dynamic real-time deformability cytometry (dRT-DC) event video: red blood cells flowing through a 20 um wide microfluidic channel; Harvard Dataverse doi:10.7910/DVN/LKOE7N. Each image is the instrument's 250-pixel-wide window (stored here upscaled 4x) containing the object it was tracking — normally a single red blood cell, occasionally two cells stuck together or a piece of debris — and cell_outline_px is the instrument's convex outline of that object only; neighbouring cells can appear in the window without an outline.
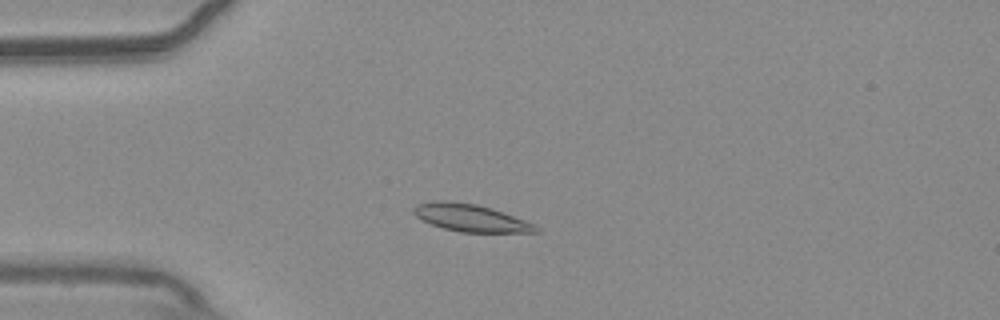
{"species": "common noctule bat (a hibernating species)", "species_latin": "Nyctalus noctula", "temperature_condition": "warm", "stored_images_in_passage": 53, "camera_frame_rate_fps": 3000, "um_per_image_px": 0.085, "animal": {"sex": "male", "body_mass_g": 20.4}, "frame": {"image": 1, "passage_image": 13, "time_ms": 4.0, "image_size_px": [1000, 320], "cell_outline_px": [[540, 232], [460, 232], [444, 228], [432, 224], [416, 216], [412, 212], [412, 208], [416, 204], [432, 200], [444, 200], [476, 204], [492, 208], [504, 212], [536, 224], [540, 228]], "centroid_in_image_um": [40.02, 18.51], "position_along_channel_um": 45.0, "area_um2": 19.59}}
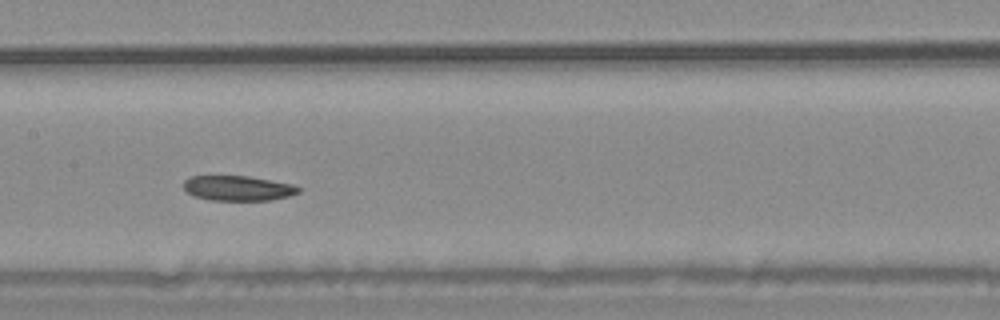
{"frame": {"image": 2, "passage_image": 26, "time_ms": 8.333, "image_size_px": [1000, 320], "cell_outline_px": [[300, 192], [292, 196], [272, 200], [212, 200], [192, 196], [184, 188], [184, 180], [188, 176], [248, 176], [292, 184], [300, 188]], "centroid_in_image_um": [20.23, 16.0], "position_along_channel_um": 187.2, "area_um2": 16.82}}
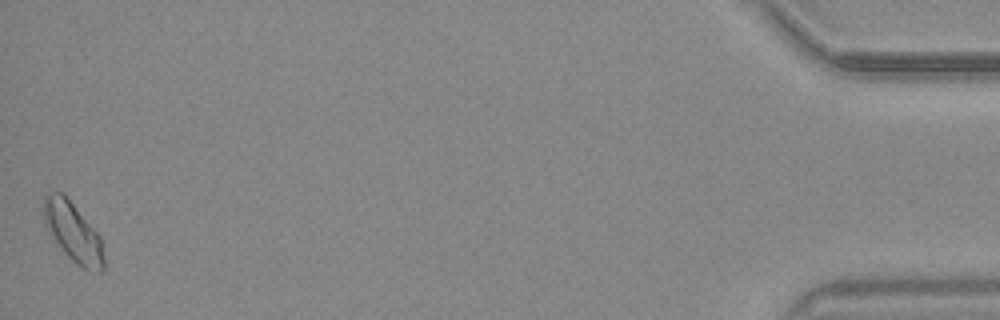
{"frame": {"image": 3, "passage_image": 53, "time_ms": 17.333, "image_size_px": [1000, 320], "cell_outline_px": [[104, 272], [100, 272], [80, 268], [64, 252], [44, 224], [44, 196], [48, 192], [64, 192], [100, 236], [104, 244]], "centroid_in_image_um": [6.25, 19.74], "position_along_channel_um": 429.0, "area_um2": 20.92}}